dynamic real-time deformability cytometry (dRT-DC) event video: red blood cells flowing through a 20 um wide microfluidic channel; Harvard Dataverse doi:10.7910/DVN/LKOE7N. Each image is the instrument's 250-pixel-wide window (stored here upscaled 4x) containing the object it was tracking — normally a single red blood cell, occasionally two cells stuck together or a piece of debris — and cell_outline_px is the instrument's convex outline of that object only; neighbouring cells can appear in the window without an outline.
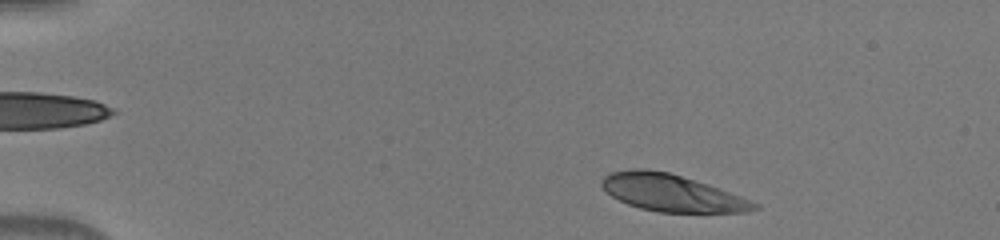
{"species": "human", "species_latin": "Homo sapiens", "temperature_condition": "warm", "stored_images_in_passage": 45, "camera_frame_rate_fps": 3000, "um_per_image_px": 0.085, "donor": {"sex": "male"}, "frame": {"image": 1, "passage_image": 3, "time_ms": 0.667, "image_size_px": [1000, 240], "cell_outline_px": [[760, 208], [748, 212], [660, 212], [640, 208], [628, 204], [612, 196], [600, 184], [600, 180], [604, 176], [612, 172], [632, 168], [644, 168], [668, 172], [708, 184], [740, 196], [760, 204]], "centroid_in_image_um": [57.09, 16.39], "position_along_channel_um": 27.9, "area_um2": 32.71}}
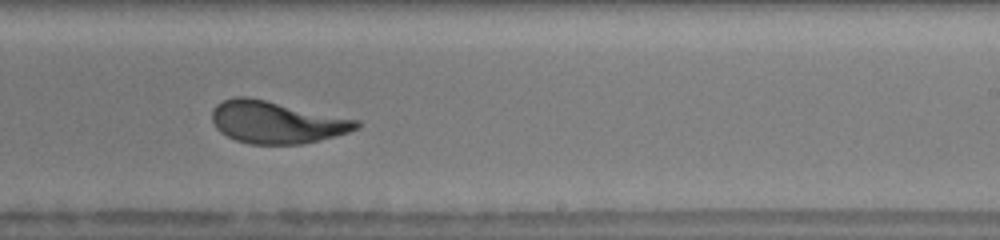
{"frame": {"image": 2, "passage_image": 27, "time_ms": 8.667, "image_size_px": [1000, 240], "cell_outline_px": [[360, 128], [336, 136], [300, 144], [248, 144], [236, 140], [220, 132], [216, 128], [212, 120], [212, 108], [216, 104], [224, 100], [236, 96], [248, 96], [360, 120]], "centroid_in_image_um": [23.5, 10.38], "position_along_channel_um": 265.5, "area_um2": 35.6}}
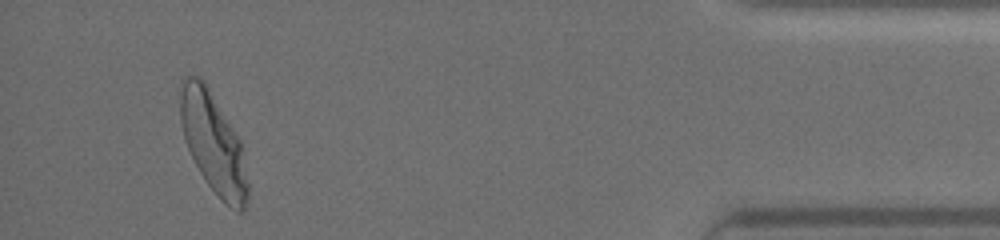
{"frame": {"image": 3, "passage_image": 42, "time_ms": 13.667, "image_size_px": [1000, 240], "cell_outline_px": [[248, 196], [244, 212], [240, 212], [224, 204], [220, 200], [208, 184], [200, 172], [188, 148], [184, 136], [180, 120], [180, 84], [184, 76], [200, 76], [204, 80], [240, 140], [248, 184]], "centroid_in_image_um": [18.12, 12.16], "position_along_channel_um": 417.1, "area_um2": 39.19}}